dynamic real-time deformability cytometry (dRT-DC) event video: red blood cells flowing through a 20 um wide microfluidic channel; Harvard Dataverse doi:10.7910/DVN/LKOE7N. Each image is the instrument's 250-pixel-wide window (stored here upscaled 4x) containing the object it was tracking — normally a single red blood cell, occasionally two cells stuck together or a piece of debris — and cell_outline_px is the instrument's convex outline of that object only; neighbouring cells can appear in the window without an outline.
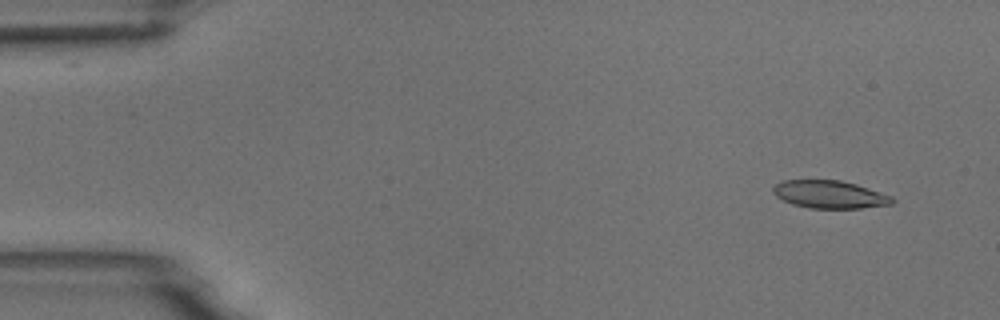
{"species": "common noctule bat (a hibernating species)", "species_latin": "Nyctalus noctula", "temperature_condition": "room temperature", "stored_images_in_passage": 5, "camera_frame_rate_fps": 3000, "um_per_image_px": 0.085, "animal": {"sex": "male", "body_mass_g": 18.8}, "frame": {"image": 1, "passage_image": 1, "time_ms": 0.0, "image_size_px": [1000, 320], "cell_outline_px": [[896, 200], [892, 204], [860, 208], [808, 208], [792, 204], [776, 196], [772, 192], [772, 188], [776, 184], [784, 180], [840, 180], [856, 184], [892, 196]], "centroid_in_image_um": [70.52, 16.53], "position_along_channel_um": 14.5, "area_um2": 19.25}}
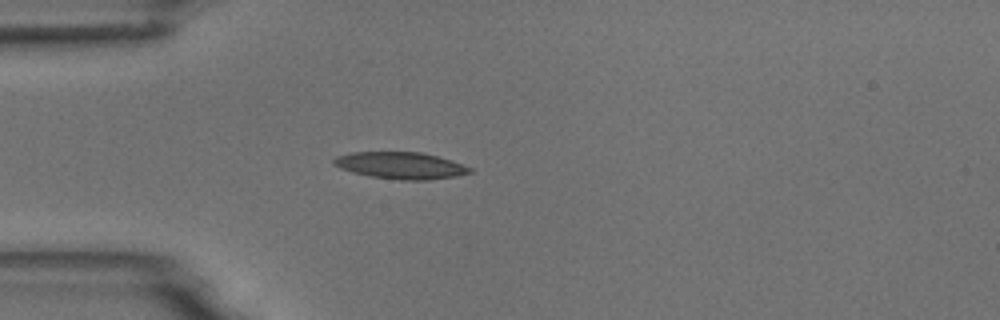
{"frame": {"image": 2, "passage_image": 4, "time_ms": 3.667, "image_size_px": [1000, 320], "cell_outline_px": [[472, 172], [456, 176], [428, 180], [400, 180], [372, 176], [352, 172], [340, 168], [332, 164], [332, 160], [336, 156], [348, 152], [420, 152], [452, 160], [472, 168]], "centroid_in_image_um": [34.03, 14.06], "position_along_channel_um": 51.0, "area_um2": 21.27}}